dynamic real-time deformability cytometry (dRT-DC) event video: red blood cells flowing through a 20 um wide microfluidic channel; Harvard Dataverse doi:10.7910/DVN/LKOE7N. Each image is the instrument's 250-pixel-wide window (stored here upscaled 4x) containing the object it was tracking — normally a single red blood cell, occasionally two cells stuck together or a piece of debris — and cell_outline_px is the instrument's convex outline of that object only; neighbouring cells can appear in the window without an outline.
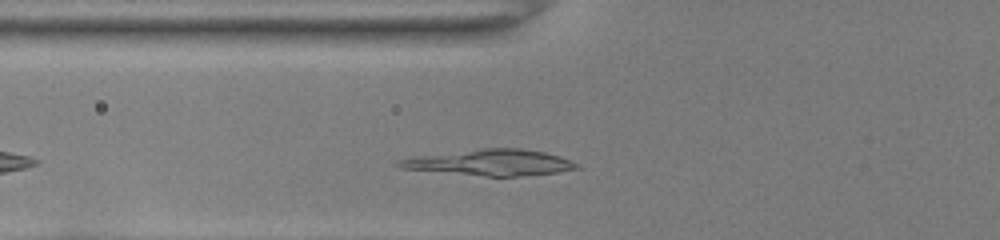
{"species": "common noctule bat (a hibernating species)", "species_latin": "Nyctalus noctula", "temperature_condition": "room temperature", "stored_images_in_passage": 31, "camera_frame_rate_fps": 3000, "um_per_image_px": 0.085, "animal": {"sex": "female", "body_mass_g": 22.0, "forearm_length_mm": 56.7}, "frame": {"image": 1, "passage_image": 4, "time_ms": 1.0, "image_size_px": [1000, 240], "cell_outline_px": [[580, 168], [556, 172], [516, 176], [484, 176], [404, 168], [396, 164], [396, 160], [412, 156], [484, 148], [520, 148], [544, 152], [560, 156], [576, 164]], "centroid_in_image_um": [41.65, 13.8], "position_along_channel_um": 84.2, "area_um2": 26.53}}
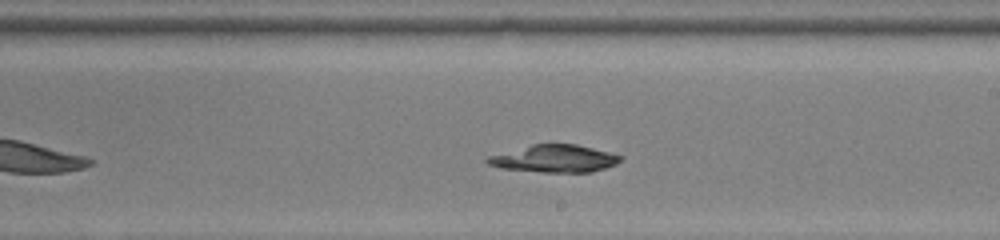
{"frame": {"image": 2, "passage_image": 16, "time_ms": 5.0, "image_size_px": [1000, 240], "cell_outline_px": [[624, 156], [616, 164], [592, 172], [544, 172], [504, 168], [488, 164], [484, 160], [488, 156], [532, 144], [576, 144]], "centroid_in_image_um": [47.14, 13.48], "position_along_channel_um": 241.9, "area_um2": 20.98}}
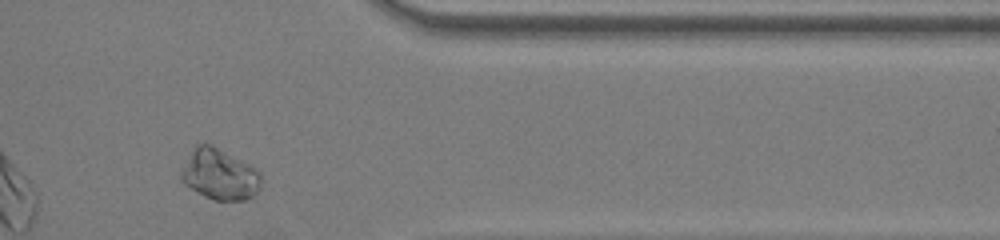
{"frame": {"image": 3, "passage_image": 28, "time_ms": 9.0, "image_size_px": [1000, 240], "cell_outline_px": [[260, 188], [252, 196], [244, 200], [212, 200], [204, 196], [192, 188], [180, 176], [180, 172], [196, 144], [208, 144], [248, 164], [260, 172]], "centroid_in_image_um": [18.68, 14.85], "position_along_channel_um": 392.7, "area_um2": 22.83}}